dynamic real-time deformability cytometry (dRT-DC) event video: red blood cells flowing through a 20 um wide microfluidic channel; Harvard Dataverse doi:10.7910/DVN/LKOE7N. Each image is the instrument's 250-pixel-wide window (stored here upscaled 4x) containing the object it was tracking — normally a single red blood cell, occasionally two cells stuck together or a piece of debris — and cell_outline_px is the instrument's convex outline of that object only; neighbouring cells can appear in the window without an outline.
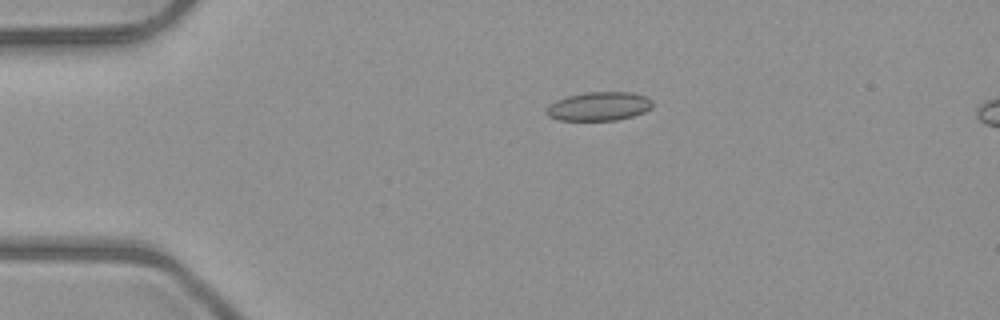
{"species": "common noctule bat (a hibernating species)", "species_latin": "Nyctalus noctula", "temperature_condition": "room temperature", "stored_images_in_passage": 3, "camera_frame_rate_fps": 3000, "um_per_image_px": 0.085, "animal": {"sex": "male", "body_mass_g": 23.1, "forearm_length_mm": 52.7}, "frame": {"image": 1, "passage_image": 1, "time_ms": 0.0, "image_size_px": [1000, 320], "cell_outline_px": [[652, 108], [644, 112], [632, 116], [616, 120], [560, 120], [548, 116], [544, 112], [548, 104], [556, 100], [568, 96], [588, 92], [632, 92], [644, 96], [652, 100]], "centroid_in_image_um": [50.89, 9.04], "position_along_channel_um": 34.1, "area_um2": 17.8}}